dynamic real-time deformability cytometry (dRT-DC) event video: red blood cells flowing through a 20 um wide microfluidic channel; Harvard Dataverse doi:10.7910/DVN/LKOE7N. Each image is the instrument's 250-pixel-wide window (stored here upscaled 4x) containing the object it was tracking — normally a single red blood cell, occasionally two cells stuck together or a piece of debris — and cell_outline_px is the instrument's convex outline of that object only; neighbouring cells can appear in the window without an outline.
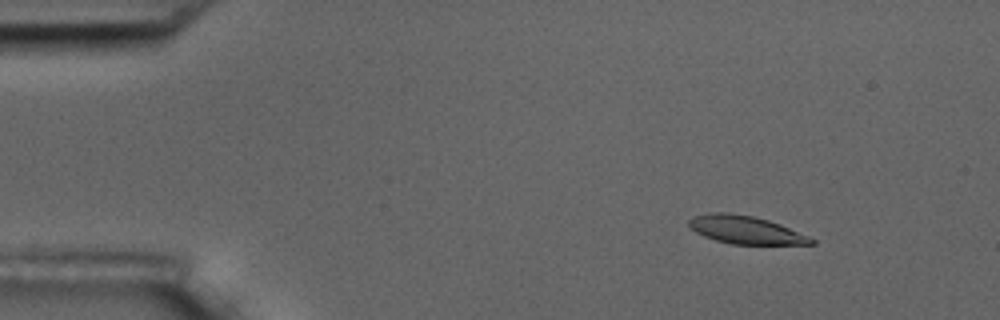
{"species": "common noctule bat (a hibernating species)", "species_latin": "Nyctalus noctula", "temperature_condition": "room temperature", "stored_images_in_passage": 4, "camera_frame_rate_fps": 3000, "um_per_image_px": 0.085, "animal": {"sex": "male", "body_mass_g": 17.5, "forearm_length_mm": 52.3}, "frame": {"image": 1, "passage_image": 1, "time_ms": 0.0, "image_size_px": [1000, 320], "cell_outline_px": [[816, 244], [732, 244], [716, 240], [704, 236], [696, 232], [688, 224], [688, 220], [692, 216], [712, 212], [728, 212], [752, 216], [768, 220], [780, 224], [808, 236], [816, 240]], "centroid_in_image_um": [63.36, 19.53], "position_along_channel_um": 21.6, "area_um2": 19.83}}
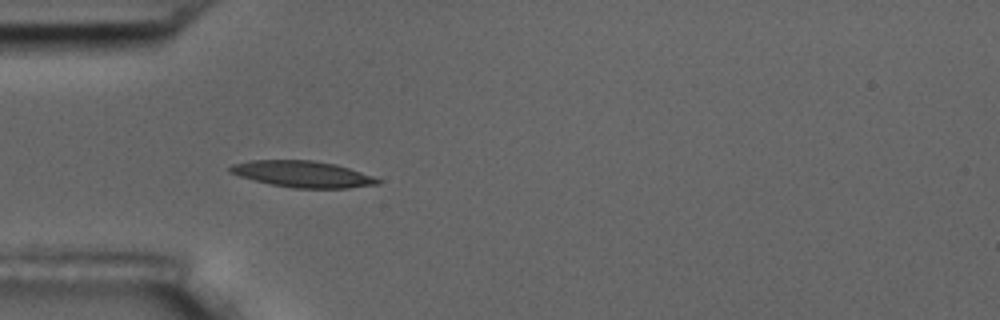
{"frame": {"image": 2, "passage_image": 4, "time_ms": 3.333, "image_size_px": [1000, 320], "cell_outline_px": [[380, 184], [348, 188], [292, 188], [272, 184], [240, 176], [228, 172], [228, 168], [232, 164], [252, 160], [312, 160], [336, 164], [372, 176], [380, 180]], "centroid_in_image_um": [25.71, 14.79], "position_along_channel_um": 59.3, "area_um2": 22.48}}